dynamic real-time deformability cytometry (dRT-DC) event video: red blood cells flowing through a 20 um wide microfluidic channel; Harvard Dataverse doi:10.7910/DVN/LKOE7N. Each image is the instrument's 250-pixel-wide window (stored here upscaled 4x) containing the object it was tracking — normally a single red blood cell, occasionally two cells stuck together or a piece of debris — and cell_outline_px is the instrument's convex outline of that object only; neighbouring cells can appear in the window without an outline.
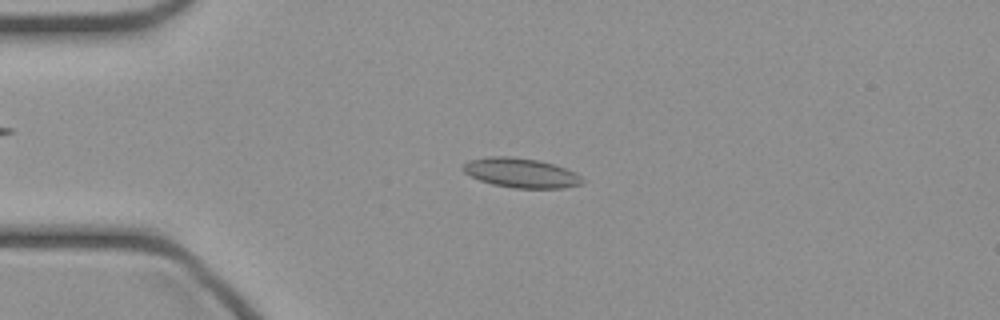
{"species": "common noctule bat (a hibernating species)", "species_latin": "Nyctalus noctula", "temperature_condition": "cold", "stored_images_in_passage": 26, "camera_frame_rate_fps": 3000, "um_per_image_px": 0.085, "animal": {"sex": "female", "body_mass_g": 21.9}, "frame": {"image": 1, "passage_image": 2, "time_ms": 0.333, "image_size_px": [1000, 320], "cell_outline_px": [[584, 180], [580, 184], [564, 188], [512, 188], [492, 184], [480, 180], [464, 172], [464, 164], [468, 160], [488, 156], [512, 156], [540, 160], [576, 172]], "centroid_in_image_um": [44.28, 14.69], "position_along_channel_um": 40.7, "area_um2": 20.52}}
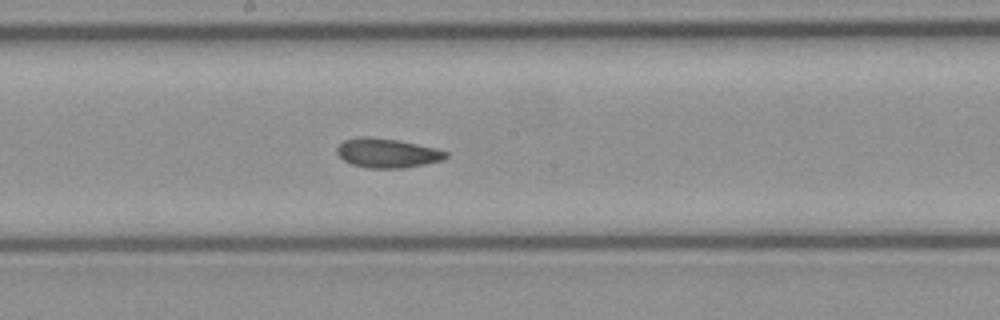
{"frame": {"image": 2, "passage_image": 16, "time_ms": 5.0, "image_size_px": [1000, 320], "cell_outline_px": [[448, 156], [444, 160], [404, 168], [368, 168], [352, 164], [344, 160], [336, 152], [336, 148], [344, 140], [356, 136], [372, 136], [396, 140], [436, 148], [448, 152]], "centroid_in_image_um": [32.9, 13.0], "position_along_channel_um": 215.3, "area_um2": 18.67}}
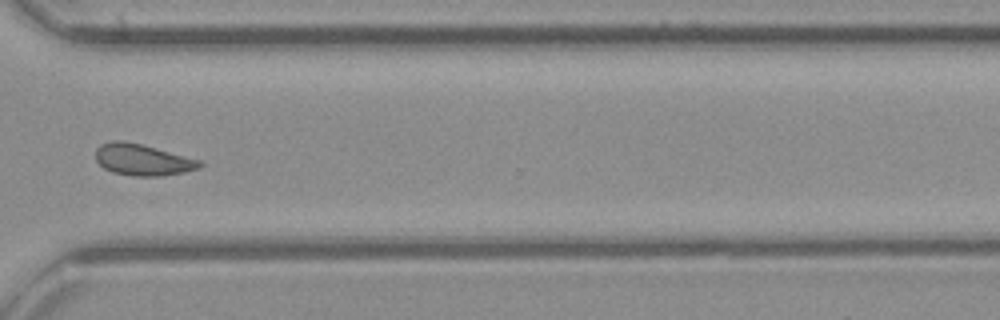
{"frame": {"image": 3, "passage_image": 26, "time_ms": 8.333, "image_size_px": [1000, 320], "cell_outline_px": [[204, 164], [200, 168], [184, 172], [160, 176], [132, 176], [112, 172], [104, 168], [96, 160], [96, 148], [100, 144], [112, 140], [120, 140], [140, 144], [200, 160]], "centroid_in_image_um": [12.1, 13.58], "position_along_channel_um": 358.5, "area_um2": 18.96}}